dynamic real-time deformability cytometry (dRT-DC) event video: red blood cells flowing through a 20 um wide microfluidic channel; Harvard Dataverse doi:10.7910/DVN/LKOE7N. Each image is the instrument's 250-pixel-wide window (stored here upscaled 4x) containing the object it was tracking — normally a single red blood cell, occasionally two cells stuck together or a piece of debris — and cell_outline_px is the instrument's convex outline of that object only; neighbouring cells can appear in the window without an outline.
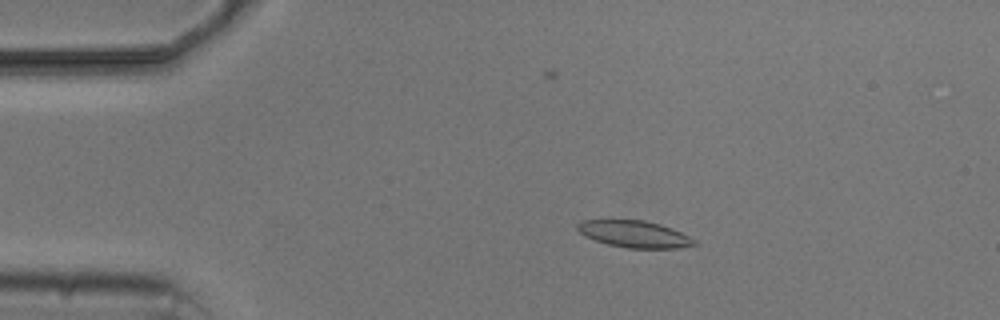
{"species": "common noctule bat (a hibernating species)", "species_latin": "Nyctalus noctula", "temperature_condition": "cold", "stored_images_in_passage": 8, "camera_frame_rate_fps": 3000, "um_per_image_px": 0.085, "animal": {"sex": "male", "body_mass_g": 20.5, "forearm_length_mm": 52.5}, "frame": {"image": 1, "passage_image": 4, "time_ms": 3.333, "image_size_px": [1000, 320], "cell_outline_px": [[700, 244], [676, 248], [628, 248], [608, 244], [584, 236], [576, 228], [576, 224], [584, 220], [644, 220], [660, 224], [672, 228], [696, 240]], "centroid_in_image_um": [53.94, 19.89], "position_along_channel_um": 31.1, "area_um2": 18.21}}
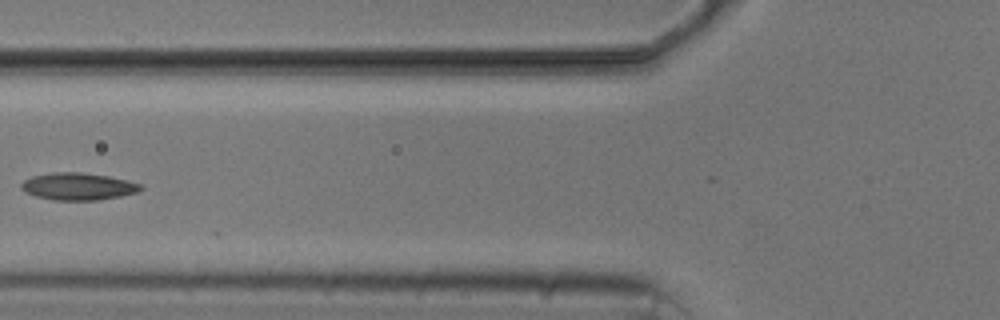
{"frame": {"image": 2, "passage_image": 7, "time_ms": 7.0, "image_size_px": [1000, 320], "cell_outline_px": [[144, 188], [136, 192], [120, 196], [96, 200], [56, 200], [36, 196], [24, 192], [20, 188], [20, 184], [24, 180], [32, 176], [52, 172], [80, 172], [108, 176], [128, 180], [140, 184]], "centroid_in_image_um": [6.61, 15.84], "position_along_channel_um": 119.2, "area_um2": 18.9}}
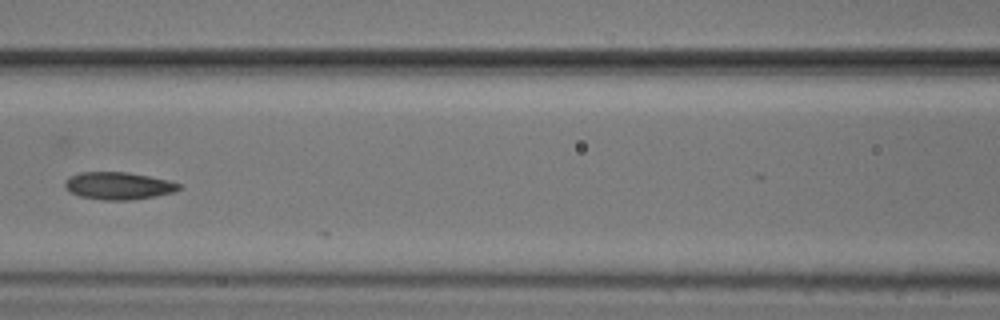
{"frame": {"image": 3, "passage_image": 8, "time_ms": 8.0, "image_size_px": [1000, 320], "cell_outline_px": [[180, 188], [172, 192], [132, 200], [104, 200], [80, 196], [64, 188], [64, 180], [68, 176], [80, 172], [124, 172], [148, 176], [168, 180], [180, 184]], "centroid_in_image_um": [9.99, 15.78], "position_along_channel_um": 156.6, "area_um2": 18.03}}